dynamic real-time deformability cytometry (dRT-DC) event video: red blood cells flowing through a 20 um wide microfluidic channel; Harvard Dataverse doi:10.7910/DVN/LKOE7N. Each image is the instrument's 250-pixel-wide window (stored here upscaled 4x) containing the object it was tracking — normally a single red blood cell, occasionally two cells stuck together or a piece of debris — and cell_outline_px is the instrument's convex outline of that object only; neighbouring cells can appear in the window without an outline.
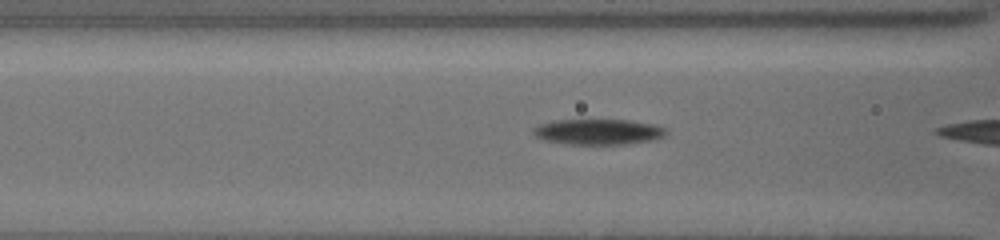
{"species": "common noctule bat (a hibernating species)", "species_latin": "Nyctalus noctula", "temperature_condition": "cold", "stored_images_in_passage": 8, "camera_frame_rate_fps": 3000, "um_per_image_px": 0.085, "animal": {"sex": "female", "body_mass_g": 19.5, "forearm_length_mm": 54.1}, "frame": {"image": 1, "passage_image": 5, "time_ms": 1.333, "image_size_px": [1000, 240], "cell_outline_px": [[668, 132], [664, 136], [652, 140], [624, 144], [564, 144], [544, 140], [536, 136], [532, 132], [536, 128], [544, 124], [556, 120], [628, 120], [652, 124], [664, 128]], "centroid_in_image_um": [50.88, 11.21], "position_along_channel_um": 115.7, "area_um2": 19.48}}